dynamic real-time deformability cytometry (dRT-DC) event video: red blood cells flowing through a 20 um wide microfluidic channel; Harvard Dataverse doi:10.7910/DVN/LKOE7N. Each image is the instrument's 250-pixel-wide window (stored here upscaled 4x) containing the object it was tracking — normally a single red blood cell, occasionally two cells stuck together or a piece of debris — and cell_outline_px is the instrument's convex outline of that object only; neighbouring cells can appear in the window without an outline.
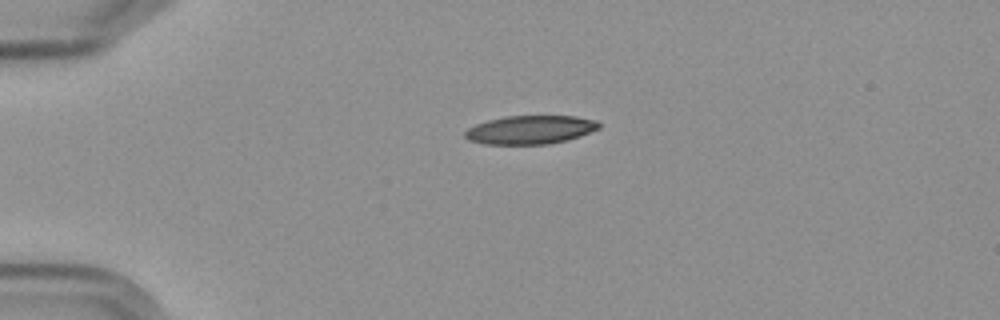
{"species": "Egyptian fruit bat (a non-hibernating species)", "species_latin": "Rousettus aegyptiacus", "temperature_condition": "cold", "stored_images_in_passage": 2, "camera_frame_rate_fps": 3000, "um_per_image_px": 0.085, "frame": {"image": 1, "passage_image": 2, "time_ms": 1.333, "image_size_px": [1000, 320], "cell_outline_px": [[600, 128], [580, 136], [568, 140], [548, 144], [484, 144], [468, 140], [464, 136], [464, 132], [468, 128], [476, 124], [488, 120], [504, 116], [576, 116], [596, 120], [600, 124]], "centroid_in_image_um": [45.07, 11.03], "position_along_channel_um": 39.9, "area_um2": 22.37}}